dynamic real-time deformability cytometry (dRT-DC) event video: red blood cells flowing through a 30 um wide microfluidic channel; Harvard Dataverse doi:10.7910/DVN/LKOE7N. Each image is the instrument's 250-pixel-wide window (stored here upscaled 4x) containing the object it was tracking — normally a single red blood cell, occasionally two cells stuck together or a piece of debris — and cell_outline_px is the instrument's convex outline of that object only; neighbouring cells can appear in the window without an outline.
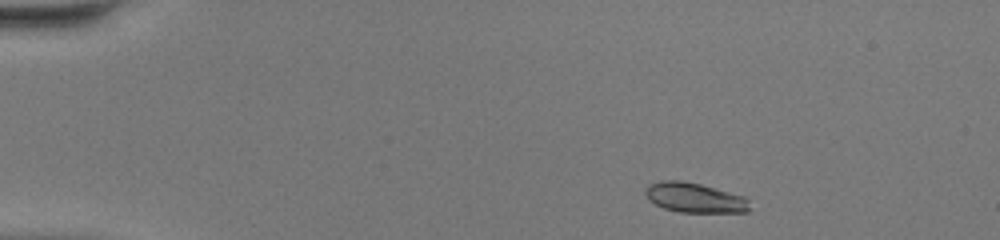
{"species": "common noctule bat (a hibernating species)", "species_latin": "Nyctalus noctula", "temperature_condition": "warm", "stored_images_in_passage": 42, "camera_frame_rate_fps": 3000, "um_per_image_px": 0.085, "animal": {"sex": "female", "body_mass_g": 20.0, "forearm_length_mm": 54.0}, "frame": {"image": 1, "passage_image": 2, "time_ms": 0.333, "image_size_px": [1000, 240], "cell_outline_px": [[748, 212], [680, 212], [664, 208], [648, 200], [644, 192], [648, 184], [664, 180], [680, 180], [700, 184], [744, 196], [748, 200]], "centroid_in_image_um": [59.0, 16.8], "position_along_channel_um": 26.0, "area_um2": 17.98}}
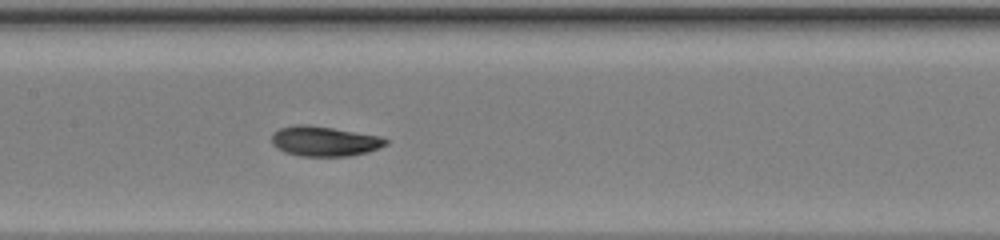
{"frame": {"image": 2, "passage_image": 19, "time_ms": 6.0, "image_size_px": [1000, 240], "cell_outline_px": [[388, 144], [380, 148], [368, 152], [348, 156], [300, 156], [284, 152], [276, 148], [272, 144], [272, 132], [280, 128], [296, 124], [308, 124], [380, 136], [388, 140]], "centroid_in_image_um": [27.56, 12.0], "position_along_channel_um": 179.8, "area_um2": 20.06}}
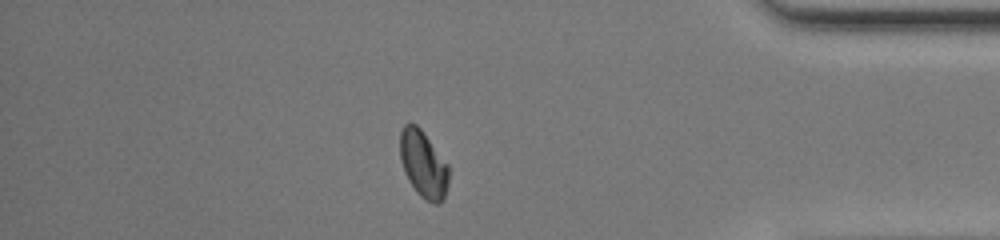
{"frame": {"image": 3, "passage_image": 36, "time_ms": 11.667, "image_size_px": [1000, 240], "cell_outline_px": [[448, 184], [444, 200], [440, 204], [432, 204], [424, 200], [416, 192], [408, 180], [404, 172], [400, 160], [400, 132], [404, 124], [416, 124], [420, 128], [448, 164]], "centroid_in_image_um": [35.98, 14.0], "position_along_channel_um": 399.2, "area_um2": 19.19}, "authors_computed_cell_mechanics": {"area_um2": 19.2474, "velocity_mm_per_s": 4.3601, "shape_relaxation_time_tau1_ms": 5.9185, "shape_relaxation_time_tau2_ms": 1.4473, "deformation_change_tau1": 0.1855, "deformation_change_tau2": 0.0365}}